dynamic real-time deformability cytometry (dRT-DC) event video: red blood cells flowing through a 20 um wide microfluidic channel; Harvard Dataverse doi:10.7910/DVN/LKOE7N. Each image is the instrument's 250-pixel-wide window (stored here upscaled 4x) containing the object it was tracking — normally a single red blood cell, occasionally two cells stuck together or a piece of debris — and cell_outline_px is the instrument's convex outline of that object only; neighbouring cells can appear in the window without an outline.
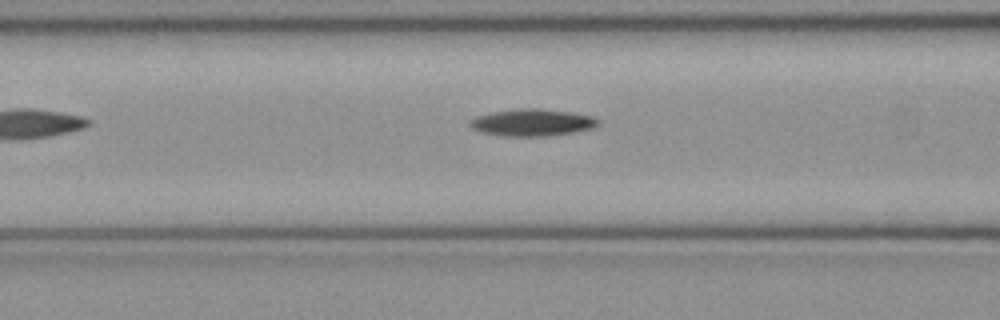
{"species": "common noctule bat (a hibernating species)", "species_latin": "Nyctalus noctula", "temperature_condition": "cold", "stored_images_in_passage": 38, "camera_frame_rate_fps": 3000, "um_per_image_px": 0.085, "animal": {"sex": "female", "body_mass_g": 21.9}, "frame": {"image": 1, "passage_image": 7, "time_ms": 2.0, "image_size_px": [1000, 320], "cell_outline_px": [[600, 124], [592, 128], [576, 132], [548, 136], [504, 136], [480, 132], [472, 128], [468, 124], [468, 120], [476, 116], [492, 112], [520, 108], [540, 108], [572, 112], [592, 116], [600, 120]], "centroid_in_image_um": [45.24, 10.41], "position_along_channel_um": 121.4, "area_um2": 20.46}}
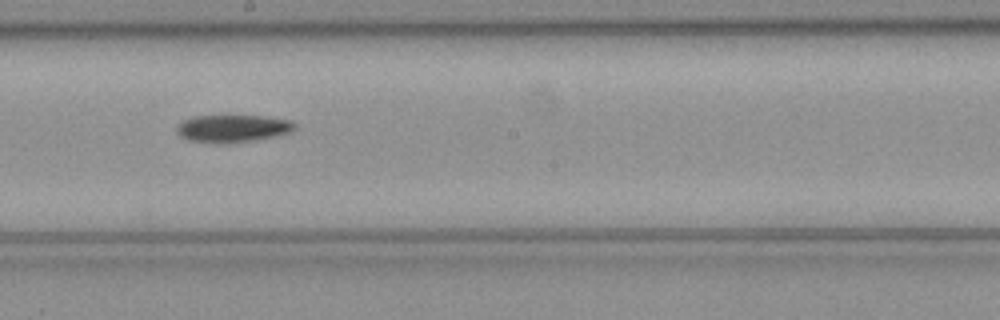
{"frame": {"image": 2, "passage_image": 15, "time_ms": 4.667, "image_size_px": [1000, 320], "cell_outline_px": [[296, 128], [280, 136], [256, 140], [228, 144], [224, 144], [188, 140], [180, 136], [176, 132], [176, 124], [192, 116], [264, 116], [292, 120], [296, 124]], "centroid_in_image_um": [19.78, 10.93], "position_along_channel_um": 228.4, "area_um2": 19.25}}
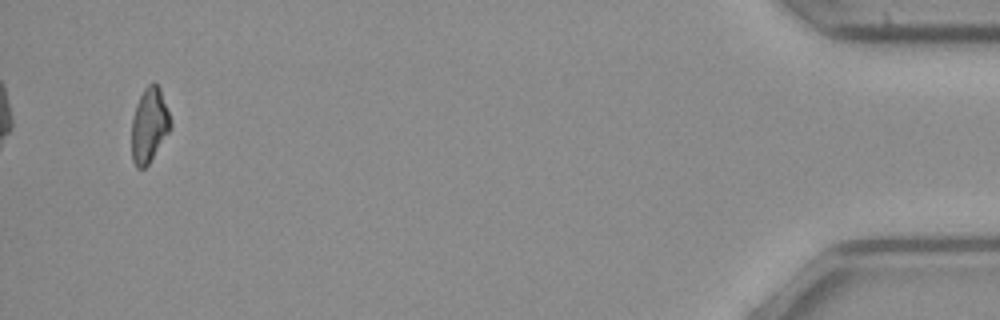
{"frame": {"image": 3, "passage_image": 36, "time_ms": 11.667, "image_size_px": [1000, 320], "cell_outline_px": [[172, 128], [148, 164], [144, 168], [136, 168], [132, 160], [132, 116], [136, 104], [144, 88], [148, 84], [156, 84], [160, 88], [172, 124]], "centroid_in_image_um": [12.68, 10.66], "position_along_channel_um": 422.5, "area_um2": 16.82}, "authors_computed_cell_mechanics": {"area_um2": 18.7272, "velocity_mm_per_s": 4.0026, "shape_relaxation_time_tau1_ms": 11.1968, "shape_relaxation_time_tau2_ms": null, "deformation_change_tau1": 0.221, "deformation_change_tau2": null}}